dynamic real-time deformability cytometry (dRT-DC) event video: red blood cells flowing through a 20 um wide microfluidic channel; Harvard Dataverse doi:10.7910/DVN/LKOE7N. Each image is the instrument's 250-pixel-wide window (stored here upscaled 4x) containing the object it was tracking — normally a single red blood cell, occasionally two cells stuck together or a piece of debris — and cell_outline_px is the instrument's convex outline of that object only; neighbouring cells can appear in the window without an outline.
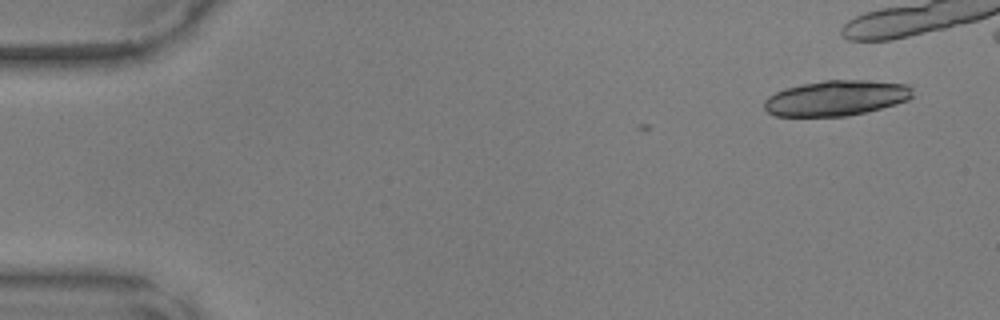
{"species": "common noctule bat (a hibernating species)", "species_latin": "Nyctalus noctula", "temperature_condition": "warm", "stored_images_in_passage": 3, "camera_frame_rate_fps": 3000, "um_per_image_px": 0.085, "animal": {"sex": "male", "body_mass_g": 17.9, "forearm_length_mm": 54.2}, "frame": {"image": 1, "passage_image": 3, "time_ms": 0.667, "image_size_px": [1000, 320], "cell_outline_px": [[912, 96], [908, 100], [896, 104], [848, 116], [776, 116], [768, 112], [764, 108], [764, 100], [768, 96], [784, 88], [824, 80], [864, 80], [908, 84], [912, 88]], "centroid_in_image_um": [71.07, 8.33], "position_along_channel_um": 13.9, "area_um2": 30.52}}